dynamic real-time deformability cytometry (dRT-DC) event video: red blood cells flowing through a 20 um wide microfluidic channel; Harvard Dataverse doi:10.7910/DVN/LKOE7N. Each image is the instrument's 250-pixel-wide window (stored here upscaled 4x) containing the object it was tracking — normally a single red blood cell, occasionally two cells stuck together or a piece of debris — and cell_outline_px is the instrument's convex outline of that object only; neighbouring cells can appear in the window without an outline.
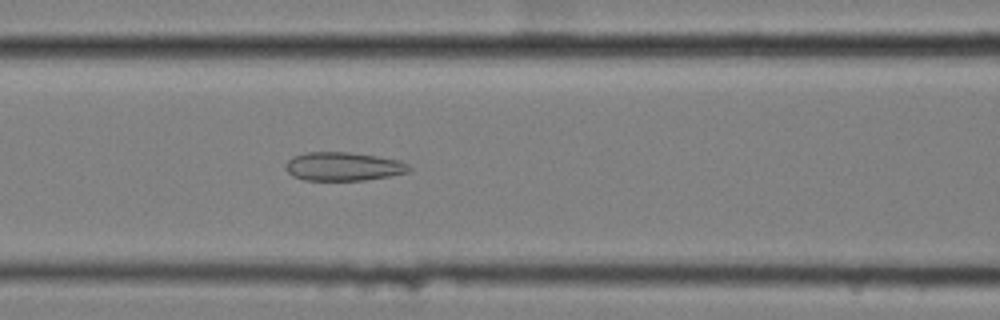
{"species": "common noctule bat (a hibernating species)", "species_latin": "Nyctalus noctula", "temperature_condition": "cold", "stored_images_in_passage": 40, "camera_frame_rate_fps": 3000, "um_per_image_px": 0.085, "animal": {"sex": "female", "body_mass_g": 25.1}, "frame": {"image": 1, "passage_image": 15, "time_ms": 4.667, "image_size_px": [1000, 320], "cell_outline_px": [[412, 168], [408, 172], [388, 176], [364, 180], [304, 180], [292, 176], [284, 168], [284, 164], [292, 156], [308, 152], [348, 152], [376, 156], [400, 160], [408, 164]], "centroid_in_image_um": [29.15, 14.15], "position_along_channel_um": 137.5, "area_um2": 20.63}}
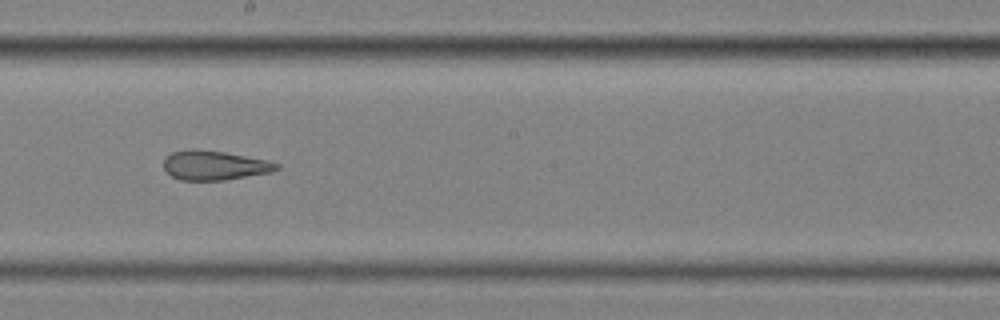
{"frame": {"image": 2, "passage_image": 23, "time_ms": 7.333, "image_size_px": [1000, 320], "cell_outline_px": [[280, 168], [272, 172], [224, 180], [180, 180], [172, 176], [164, 168], [164, 156], [172, 152], [192, 148], [224, 152], [268, 160], [280, 164]], "centroid_in_image_um": [18.23, 14.05], "position_along_channel_um": 230.0, "area_um2": 19.42}}
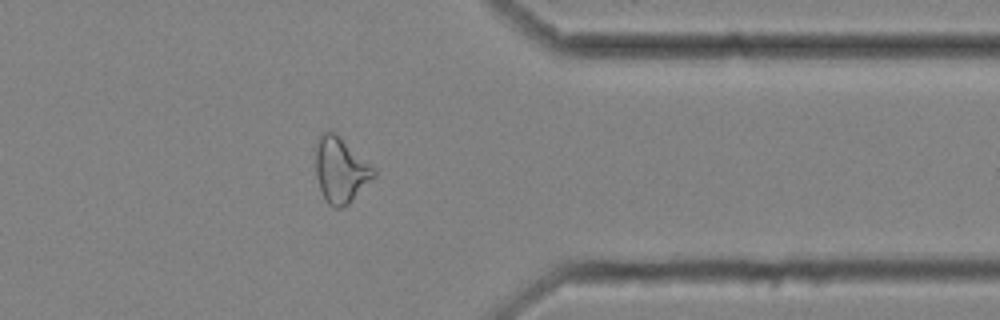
{"frame": {"image": 3, "passage_image": 37, "time_ms": 12.0, "image_size_px": [1000, 320], "cell_outline_px": [[376, 176], [348, 204], [340, 208], [336, 208], [328, 204], [320, 188], [316, 176], [316, 148], [320, 136], [324, 132], [332, 128], [376, 168]], "centroid_in_image_um": [28.98, 14.41], "position_along_channel_um": 382.4, "area_um2": 22.31}, "authors_computed_cell_mechanics": {"area_um2": 20.8947, "velocity_mm_per_s": 3.4764, "shape_relaxation_time_tau1_ms": null, "shape_relaxation_time_tau2_ms": 2.0242, "deformation_change_tau1": null, "deformation_change_tau2": 0.1078}}